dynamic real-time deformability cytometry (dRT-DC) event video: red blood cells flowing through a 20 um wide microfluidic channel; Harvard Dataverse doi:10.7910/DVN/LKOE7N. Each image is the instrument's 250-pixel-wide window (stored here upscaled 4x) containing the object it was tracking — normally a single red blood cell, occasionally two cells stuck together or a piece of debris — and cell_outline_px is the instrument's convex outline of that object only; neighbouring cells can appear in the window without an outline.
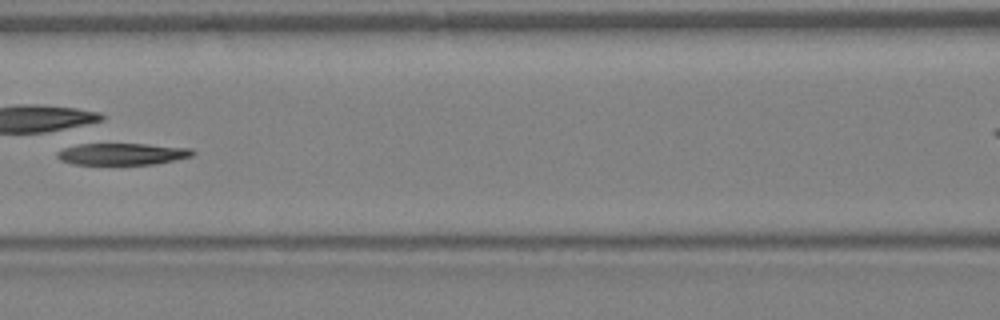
{"species": "Egyptian fruit bat (a non-hibernating species)", "species_latin": "Rousettus aegyptiacus", "temperature_condition": "warm", "stored_images_in_passage": 43, "camera_frame_rate_fps": 3000, "um_per_image_px": 0.085, "animal": {"sex": "female"}, "frame": {"image": 1, "passage_image": 19, "time_ms": 6.0, "image_size_px": [1000, 320], "cell_outline_px": [[196, 152], [192, 156], [152, 164], [72, 164], [60, 160], [56, 156], [56, 152], [64, 148], [84, 140], [148, 144], [192, 148]], "centroid_in_image_um": [10.26, 13.02], "position_along_channel_um": 156.3, "area_um2": 18.21}}
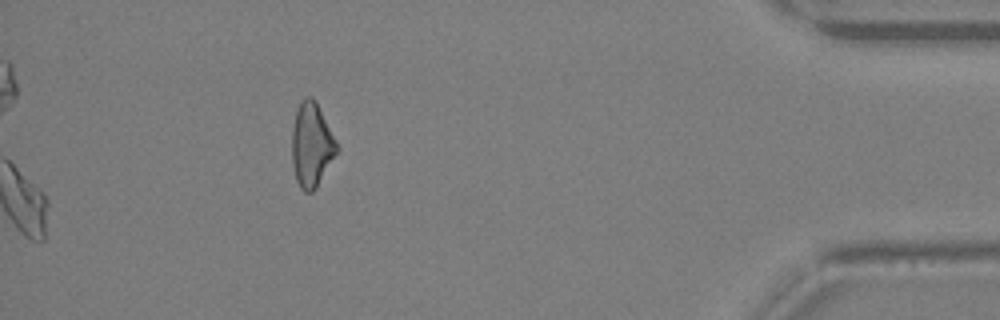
{"frame": {"image": 2, "passage_image": 43, "time_ms": 14.0, "image_size_px": [1000, 320], "cell_outline_px": [[340, 152], [316, 188], [312, 192], [304, 192], [300, 188], [296, 180], [292, 164], [292, 128], [296, 112], [300, 100], [304, 96], [312, 96], [316, 100], [340, 148]], "centroid_in_image_um": [26.51, 12.32], "position_along_channel_um": 408.7, "area_um2": 22.6}, "authors_computed_cell_mechanics": {"area_um2": 18.9584, "velocity_mm_per_s": 4.784, "shape_relaxation_time_tau1_ms": 10.6808, "shape_relaxation_time_tau2_ms": null, "deformation_change_tau1": 0.2839, "deformation_change_tau2": null}}